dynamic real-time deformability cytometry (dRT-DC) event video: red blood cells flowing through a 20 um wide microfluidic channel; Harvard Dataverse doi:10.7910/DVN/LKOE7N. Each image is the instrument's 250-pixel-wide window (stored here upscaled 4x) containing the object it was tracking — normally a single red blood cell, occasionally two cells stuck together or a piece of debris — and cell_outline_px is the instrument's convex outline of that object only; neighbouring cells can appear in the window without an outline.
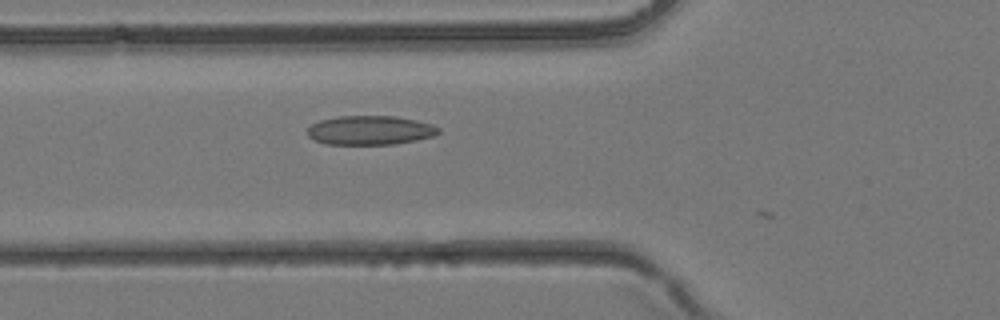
{"species": "common noctule bat (a hibernating species)", "species_latin": "Nyctalus noctula", "temperature_condition": "room temperature", "stored_images_in_passage": 6, "camera_frame_rate_fps": 3000, "um_per_image_px": 0.085, "animal": {"sex": "female", "body_mass_g": 24.6, "forearm_length_mm": 56.2}, "frame": {"image": 1, "passage_image": 3, "time_ms": 0.667, "image_size_px": [1000, 320], "cell_outline_px": [[440, 132], [432, 136], [416, 140], [392, 144], [328, 144], [316, 140], [308, 136], [308, 128], [312, 124], [320, 120], [336, 116], [396, 116], [416, 120], [432, 124], [440, 128]], "centroid_in_image_um": [31.47, 11.06], "position_along_channel_um": 94.3, "area_um2": 22.14}}
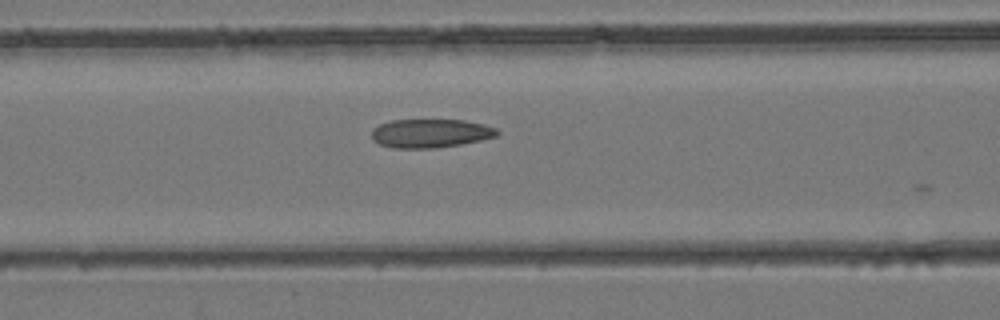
{"frame": {"image": 2, "passage_image": 5, "time_ms": 1.333, "image_size_px": [1000, 320], "cell_outline_px": [[500, 132], [496, 136], [480, 140], [460, 144], [432, 148], [392, 148], [380, 144], [372, 140], [372, 128], [388, 120], [464, 120], [484, 124], [496, 128]], "centroid_in_image_um": [36.56, 11.32], "position_along_channel_um": 130.0, "area_um2": 20.98}}